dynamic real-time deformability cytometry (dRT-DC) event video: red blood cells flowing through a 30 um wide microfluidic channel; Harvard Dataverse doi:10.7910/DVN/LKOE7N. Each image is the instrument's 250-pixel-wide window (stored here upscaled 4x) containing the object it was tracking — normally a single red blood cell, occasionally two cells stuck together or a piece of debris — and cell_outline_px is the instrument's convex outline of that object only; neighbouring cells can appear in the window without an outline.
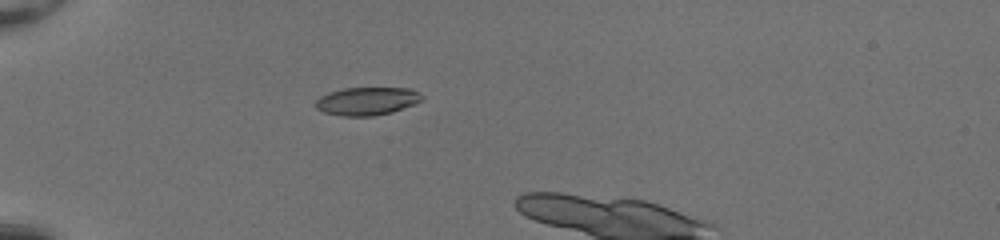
{"species": "common noctule bat (a hibernating species)", "species_latin": "Nyctalus noctula", "temperature_condition": "room temperature", "stored_images_in_passage": 7, "camera_frame_rate_fps": 3000, "um_per_image_px": 0.085, "animal": {"sex": "female", "body_mass_g": 20.0, "forearm_length_mm": 54.0}, "frame": {"image": 1, "passage_image": 1, "time_ms": 0.0, "image_size_px": [1000, 240], "cell_outline_px": [[424, 100], [416, 104], [392, 112], [372, 116], [340, 116], [324, 112], [316, 108], [316, 100], [320, 96], [328, 92], [344, 88], [412, 88], [424, 96]], "centroid_in_image_um": [31.23, 8.59], "position_along_channel_um": 53.8, "area_um2": 17.57}}
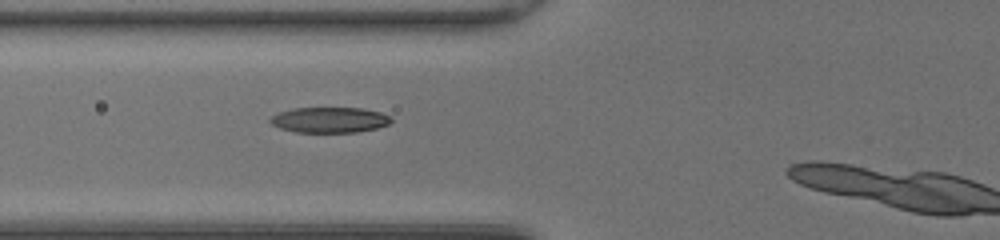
{"frame": {"image": 2, "passage_image": 6, "time_ms": 1.667, "image_size_px": [1000, 240], "cell_outline_px": [[392, 120], [388, 124], [376, 128], [356, 132], [296, 132], [280, 128], [272, 124], [268, 120], [272, 116], [280, 112], [292, 108], [364, 108], [380, 112], [392, 116]], "centroid_in_image_um": [28.03, 10.18], "position_along_channel_um": 97.8, "area_um2": 17.98}}